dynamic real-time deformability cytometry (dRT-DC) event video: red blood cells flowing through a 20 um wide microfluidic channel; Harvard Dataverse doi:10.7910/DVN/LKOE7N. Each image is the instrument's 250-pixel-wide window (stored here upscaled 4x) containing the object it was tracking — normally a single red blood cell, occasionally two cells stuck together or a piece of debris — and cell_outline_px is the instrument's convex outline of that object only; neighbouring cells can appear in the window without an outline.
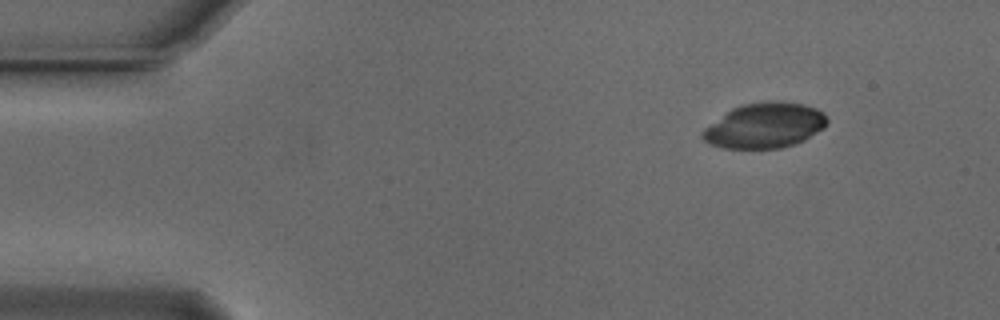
{"species": "Egyptian fruit bat (a non-hibernating species)", "species_latin": "Rousettus aegyptiacus", "temperature_condition": "cold", "stored_images_in_passage": 49, "camera_frame_rate_fps": 3000, "um_per_image_px": 0.085, "animal": {"sex": "male"}, "frame": {"image": 1, "passage_image": 1, "time_ms": 0.0, "image_size_px": [1000, 320], "cell_outline_px": [[828, 120], [824, 128], [804, 140], [780, 148], [724, 148], [708, 144], [700, 136], [700, 132], [704, 128], [732, 108], [744, 104], [768, 100], [780, 100], [804, 104], [816, 108], [824, 112]], "centroid_in_image_um": [65.0, 10.65], "position_along_channel_um": 20.0, "area_um2": 33.0}}
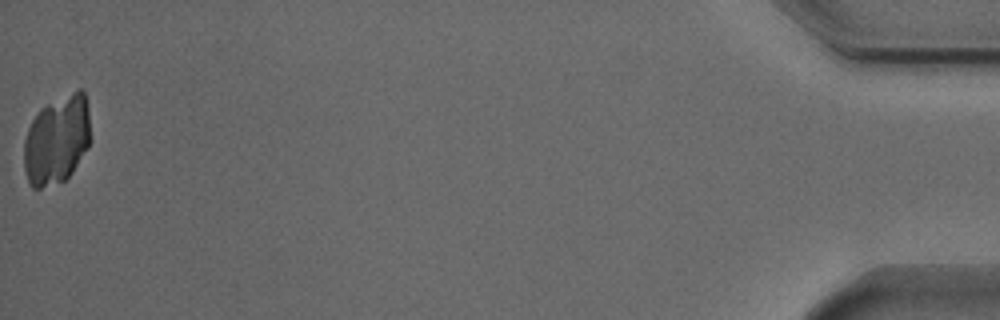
{"frame": {"image": 2, "passage_image": 49, "time_ms": 16.0, "image_size_px": [1000, 320], "cell_outline_px": [[92, 140], [88, 148], [72, 172], [64, 180], [40, 188], [32, 188], [28, 184], [24, 168], [24, 140], [28, 128], [32, 120], [40, 108], [80, 88], [84, 92], [88, 104]], "centroid_in_image_um": [4.85, 11.89], "position_along_channel_um": 430.3, "area_um2": 34.74}}